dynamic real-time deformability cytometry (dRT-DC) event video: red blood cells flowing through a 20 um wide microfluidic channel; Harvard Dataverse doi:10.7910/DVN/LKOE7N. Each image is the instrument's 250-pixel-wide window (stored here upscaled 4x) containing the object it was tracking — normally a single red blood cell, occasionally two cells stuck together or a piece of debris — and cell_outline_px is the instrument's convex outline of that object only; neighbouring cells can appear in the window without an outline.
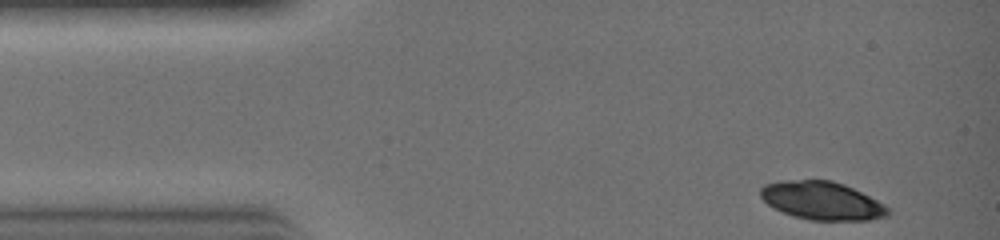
{"species": "common noctule bat (a hibernating species)", "species_latin": "Nyctalus noctula", "temperature_condition": "warm", "stored_images_in_passage": 25, "camera_frame_rate_fps": 3000, "um_per_image_px": 0.085, "animal": {"sex": "female", "body_mass_g": 19.0, "forearm_length_mm": 51.5}, "frame": {"image": 1, "passage_image": 1, "time_ms": 0.0, "image_size_px": [1000, 240], "cell_outline_px": [[888, 216], [868, 220], [808, 220], [792, 216], [772, 208], [760, 196], [760, 188], [764, 184], [780, 180], [832, 180], [844, 184], [884, 204], [888, 208]], "centroid_in_image_um": [69.81, 17.06], "position_along_channel_um": 15.2, "area_um2": 28.38}}
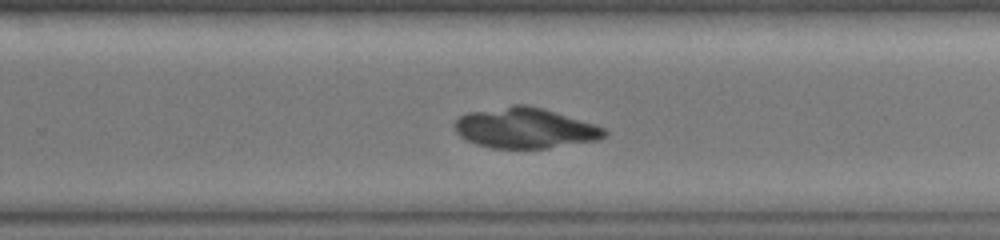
{"frame": {"image": 2, "passage_image": 18, "time_ms": 5.667, "image_size_px": [1000, 240], "cell_outline_px": [[608, 132], [600, 140], [548, 148], [492, 148], [476, 144], [460, 136], [456, 132], [452, 124], [460, 116], [468, 112], [512, 104], [524, 104], [544, 108], [604, 128]], "centroid_in_image_um": [44.59, 10.88], "position_along_channel_um": 285.2, "area_um2": 35.37}}
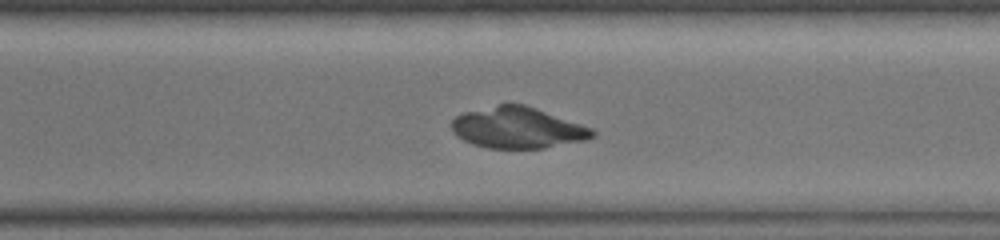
{"frame": {"image": 3, "passage_image": 20, "time_ms": 6.333, "image_size_px": [1000, 240], "cell_outline_px": [[596, 136], [588, 140], [544, 148], [488, 148], [472, 144], [464, 140], [452, 132], [452, 120], [456, 116], [464, 112], [500, 104], [524, 104], [536, 108], [592, 128], [596, 132]], "centroid_in_image_um": [44.02, 10.87], "position_along_channel_um": 326.6, "area_um2": 33.7}}